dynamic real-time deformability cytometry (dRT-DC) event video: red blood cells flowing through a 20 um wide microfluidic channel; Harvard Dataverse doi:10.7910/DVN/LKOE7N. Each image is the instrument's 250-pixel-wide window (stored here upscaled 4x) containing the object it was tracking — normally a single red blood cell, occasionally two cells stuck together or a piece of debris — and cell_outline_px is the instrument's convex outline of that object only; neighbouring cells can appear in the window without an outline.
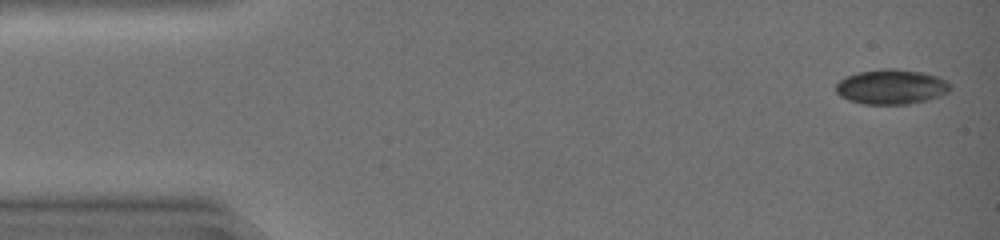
{"species": "common noctule bat (a hibernating species)", "species_latin": "Nyctalus noctula", "temperature_condition": "warm", "stored_images_in_passage": 29, "camera_frame_rate_fps": 3000, "um_per_image_px": 0.085, "animal": {"sex": "female", "body_mass_g": 19.0, "forearm_length_mm": 51.5}, "frame": {"image": 1, "passage_image": 2, "time_ms": 0.333, "image_size_px": [1000, 240], "cell_outline_px": [[952, 88], [948, 92], [928, 100], [908, 104], [864, 104], [848, 100], [840, 96], [836, 92], [836, 84], [844, 76], [860, 72], [884, 68], [892, 68], [924, 72], [948, 80], [952, 84]], "centroid_in_image_um": [75.79, 7.37], "position_along_channel_um": 9.2, "area_um2": 23.47}}
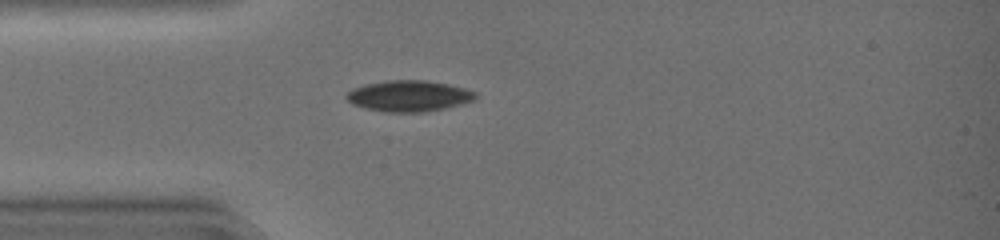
{"frame": {"image": 2, "passage_image": 13, "time_ms": 4.0, "image_size_px": [1000, 240], "cell_outline_px": [[476, 96], [472, 100], [460, 104], [444, 108], [424, 112], [384, 112], [364, 108], [352, 104], [344, 96], [352, 88], [364, 84], [384, 80], [424, 80], [448, 84], [464, 88], [476, 92]], "centroid_in_image_um": [34.69, 8.15], "position_along_channel_um": 50.3, "area_um2": 23.35}}
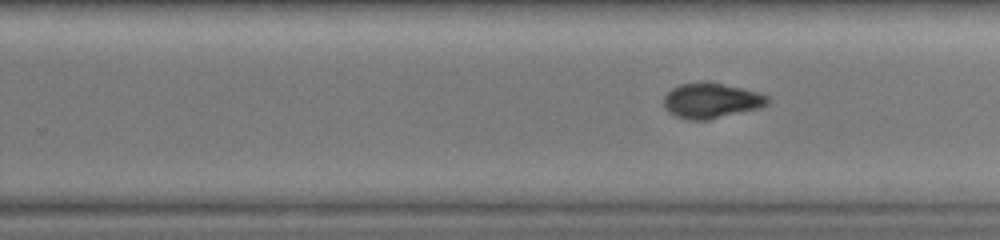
{"frame": {"image": 3, "passage_image": 29, "time_ms": 9.333, "image_size_px": [1000, 240], "cell_outline_px": [[772, 100], [768, 104], [760, 108], [708, 120], [688, 120], [676, 116], [668, 112], [664, 108], [664, 96], [672, 88], [680, 84], [704, 80], [744, 88], [768, 96]], "centroid_in_image_um": [60.46, 8.54], "position_along_channel_um": 269.3, "area_um2": 21.68}}